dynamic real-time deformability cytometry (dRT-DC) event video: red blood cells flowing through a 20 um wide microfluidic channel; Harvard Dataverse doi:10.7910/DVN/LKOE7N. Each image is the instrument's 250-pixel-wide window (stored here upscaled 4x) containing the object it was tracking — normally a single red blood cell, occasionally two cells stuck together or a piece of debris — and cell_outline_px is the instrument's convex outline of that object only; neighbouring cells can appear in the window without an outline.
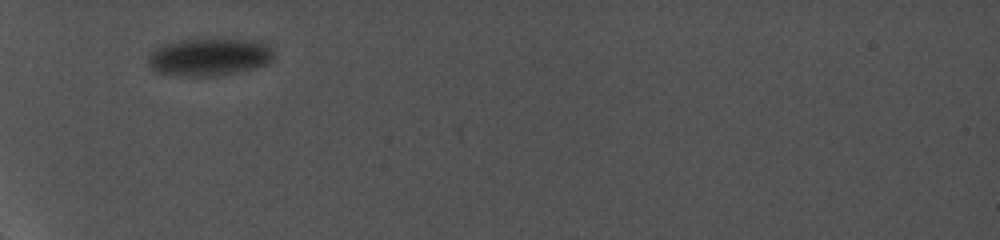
{"species": "common noctule bat (a hibernating species)", "species_latin": "Nyctalus noctula", "temperature_condition": "cold", "stored_images_in_passage": 38, "camera_frame_rate_fps": 5000, "um_per_image_px": 0.085, "animal": {"sex": "female", "body_mass_g": 19.0, "forearm_length_mm": 56.7}, "frame": {"image": 1, "passage_image": 1, "time_ms": 0.0, "image_size_px": [1000, 240], "cell_outline_px": [[276, 56], [268, 64], [236, 72], [216, 76], [188, 76], [156, 72], [148, 64], [148, 56], [156, 48], [164, 44], [180, 40], [260, 40], [272, 48]], "centroid_in_image_um": [17.83, 4.85], "position_along_channel_um": 67.2, "area_um2": 27.34}}